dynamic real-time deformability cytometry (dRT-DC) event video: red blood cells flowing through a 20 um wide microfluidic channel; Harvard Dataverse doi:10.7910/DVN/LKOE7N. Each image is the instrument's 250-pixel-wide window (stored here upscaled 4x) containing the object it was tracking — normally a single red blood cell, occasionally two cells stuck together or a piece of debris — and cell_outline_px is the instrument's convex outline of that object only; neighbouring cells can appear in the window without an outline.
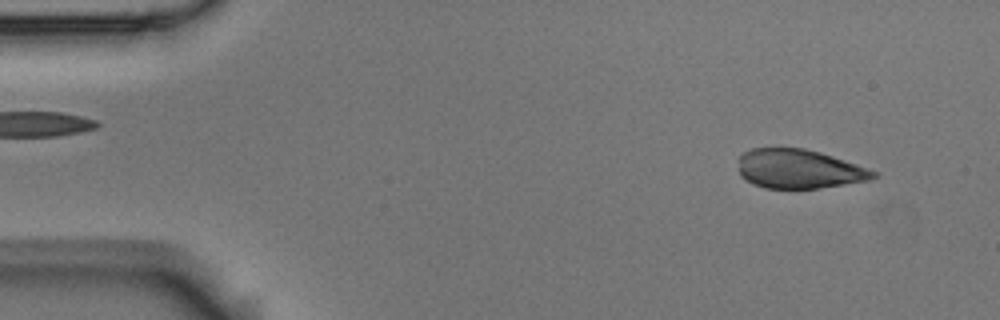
{"species": "Egyptian fruit bat (a non-hibernating species)", "species_latin": "Rousettus aegyptiacus", "temperature_condition": "room temperature", "stored_images_in_passage": 4, "camera_frame_rate_fps": 3000, "um_per_image_px": 0.085, "animal": {"sex": "male"}, "frame": {"image": 1, "passage_image": 1, "time_ms": 0.0, "image_size_px": [1000, 320], "cell_outline_px": [[880, 176], [868, 180], [816, 188], [764, 188], [740, 176], [736, 160], [744, 152], [752, 148], [804, 148], [820, 152], [880, 172]], "centroid_in_image_um": [67.91, 14.35], "position_along_channel_um": 17.1, "area_um2": 30.75}}